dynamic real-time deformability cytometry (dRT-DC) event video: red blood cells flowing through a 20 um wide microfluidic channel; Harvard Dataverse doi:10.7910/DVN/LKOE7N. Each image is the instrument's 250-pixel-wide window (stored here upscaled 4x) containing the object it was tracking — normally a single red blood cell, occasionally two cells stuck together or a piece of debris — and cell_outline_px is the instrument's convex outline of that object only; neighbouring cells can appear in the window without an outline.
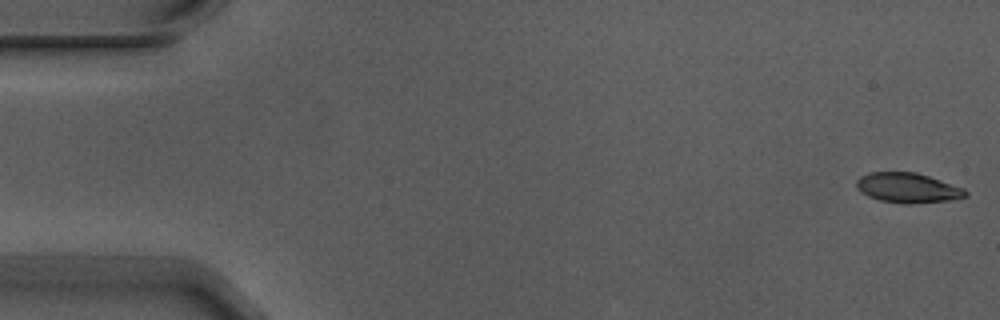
{"species": "Egyptian fruit bat (a non-hibernating species)", "species_latin": "Rousettus aegyptiacus", "temperature_condition": "warm", "stored_images_in_passage": 6, "camera_frame_rate_fps": 3000, "um_per_image_px": 0.085, "animal": {"sex": "male"}, "frame": {"image": 1, "passage_image": 1, "time_ms": 0.0, "image_size_px": [1000, 320], "cell_outline_px": [[968, 196], [948, 200], [908, 204], [880, 200], [868, 196], [860, 192], [856, 188], [856, 180], [860, 176], [868, 172], [916, 172], [964, 188], [968, 192]], "centroid_in_image_um": [77.13, 15.96], "position_along_channel_um": 7.9, "area_um2": 18.96}}